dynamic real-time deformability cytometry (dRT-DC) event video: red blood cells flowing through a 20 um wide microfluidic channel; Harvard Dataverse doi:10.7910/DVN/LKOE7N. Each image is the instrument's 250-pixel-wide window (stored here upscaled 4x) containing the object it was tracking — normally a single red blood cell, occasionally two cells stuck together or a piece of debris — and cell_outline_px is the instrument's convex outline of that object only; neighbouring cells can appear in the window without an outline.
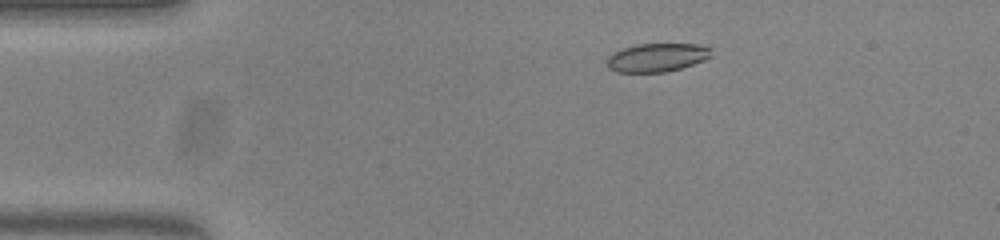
{"species": "common noctule bat (a hibernating species)", "species_latin": "Nyctalus noctula", "temperature_condition": "warm", "stored_images_in_passage": 47, "camera_frame_rate_fps": 3000, "um_per_image_px": 0.085, "animal": {"sex": "female", "body_mass_g": 23.0, "forearm_length_mm": 53.4}, "frame": {"image": 1, "passage_image": 3, "time_ms": 0.667, "image_size_px": [1000, 240], "cell_outline_px": [[712, 56], [704, 60], [680, 68], [664, 72], [616, 72], [608, 68], [608, 56], [624, 48], [636, 44], [696, 44], [712, 48]], "centroid_in_image_um": [55.87, 4.88], "position_along_channel_um": 29.1, "area_um2": 17.17}}
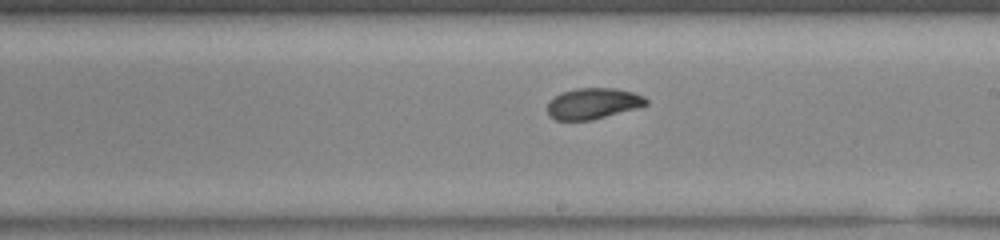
{"frame": {"image": 2, "passage_image": 24, "time_ms": 7.667, "image_size_px": [1000, 240], "cell_outline_px": [[648, 104], [636, 108], [592, 120], [556, 120], [548, 116], [548, 100], [560, 92], [576, 88], [616, 88], [632, 92], [644, 96], [648, 100]], "centroid_in_image_um": [50.38, 8.79], "position_along_channel_um": 238.6, "area_um2": 17.92}}
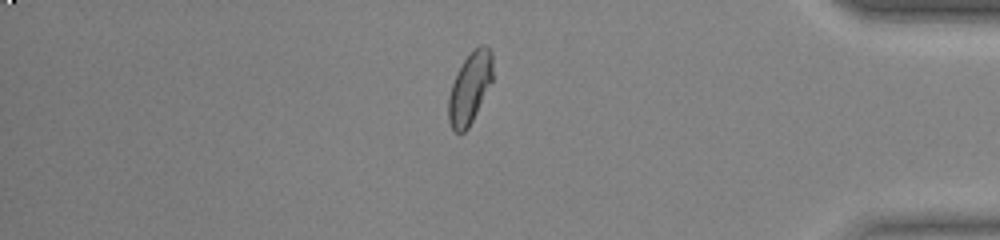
{"frame": {"image": 3, "passage_image": 39, "time_ms": 12.667, "image_size_px": [1000, 240], "cell_outline_px": [[492, 80], [468, 128], [460, 136], [452, 128], [448, 120], [448, 96], [452, 84], [464, 60], [480, 44], [484, 44], [492, 52]], "centroid_in_image_um": [39.92, 7.51], "position_along_channel_um": 395.3, "area_um2": 17.98}, "authors_computed_cell_mechanics": {"area_um2": 18.3804, "velocity_mm_per_s": 3.7919, "shape_relaxation_time_tau1_ms": 8.9103, "shape_relaxation_time_tau2_ms": 2.0942, "deformation_change_tau1": 0.2218, "deformation_change_tau2": 0.0626}}